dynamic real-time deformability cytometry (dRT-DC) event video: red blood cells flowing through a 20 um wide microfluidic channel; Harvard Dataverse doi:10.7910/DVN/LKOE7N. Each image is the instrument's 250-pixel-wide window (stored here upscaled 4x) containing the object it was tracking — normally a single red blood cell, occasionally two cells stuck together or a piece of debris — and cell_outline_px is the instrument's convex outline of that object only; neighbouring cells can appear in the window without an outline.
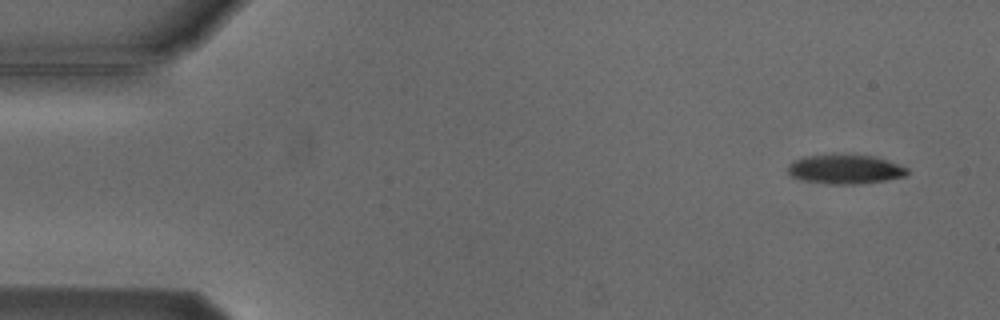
{"species": "Egyptian fruit bat (a non-hibernating species)", "species_latin": "Rousettus aegyptiacus", "temperature_condition": "cold", "stored_images_in_passage": 8, "camera_frame_rate_fps": 3000, "um_per_image_px": 0.085, "animal": {"sex": "male"}, "frame": {"image": 1, "passage_image": 1, "time_ms": 0.0, "image_size_px": [1000, 320], "cell_outline_px": [[908, 172], [904, 176], [884, 180], [856, 184], [824, 184], [804, 180], [792, 176], [788, 172], [788, 164], [792, 160], [804, 156], [832, 152], [836, 152], [876, 156], [888, 160], [908, 168]], "centroid_in_image_um": [71.79, 14.33], "position_along_channel_um": 13.2, "area_um2": 21.04}}
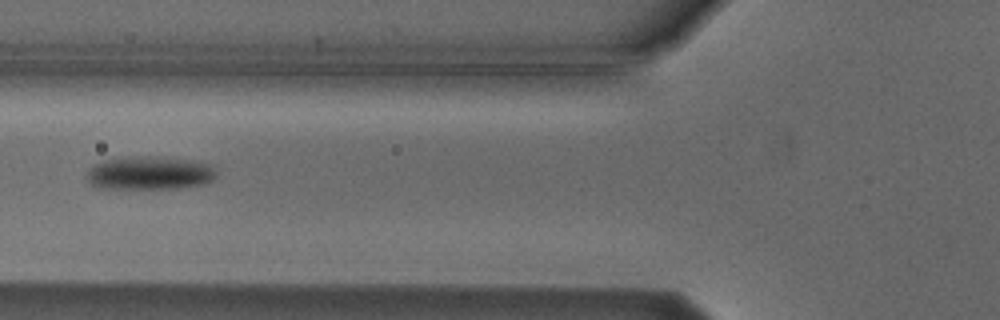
{"frame": {"image": 2, "passage_image": 5, "time_ms": 5.667, "image_size_px": [1000, 320], "cell_outline_px": [[216, 176], [212, 180], [204, 184], [176, 188], [100, 188], [88, 184], [84, 176], [88, 168], [92, 164], [104, 160], [148, 156], [156, 156], [188, 160], [208, 164], [216, 168]], "centroid_in_image_um": [12.65, 14.72], "position_along_channel_um": 113.1, "area_um2": 25.26}}
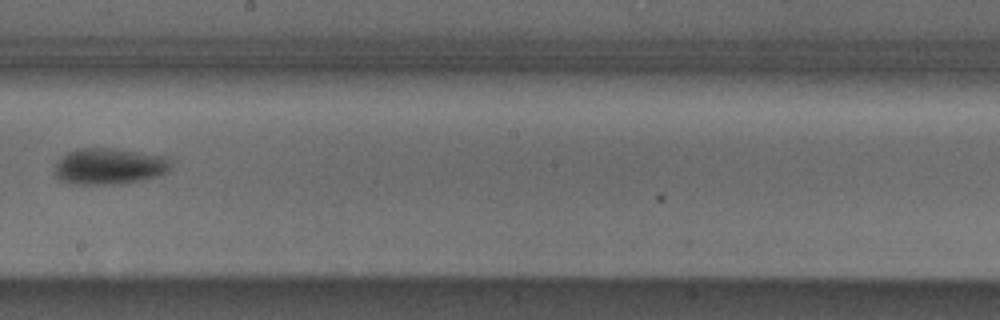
{"frame": {"image": 3, "passage_image": 8, "time_ms": 9.0, "image_size_px": [1000, 320], "cell_outline_px": [[172, 164], [168, 172], [156, 176], [140, 180], [120, 184], [72, 184], [60, 180], [56, 176], [56, 164], [68, 152], [80, 148], [112, 148], [168, 156]], "centroid_in_image_um": [9.33, 14.13], "position_along_channel_um": 238.9, "area_um2": 24.51}}